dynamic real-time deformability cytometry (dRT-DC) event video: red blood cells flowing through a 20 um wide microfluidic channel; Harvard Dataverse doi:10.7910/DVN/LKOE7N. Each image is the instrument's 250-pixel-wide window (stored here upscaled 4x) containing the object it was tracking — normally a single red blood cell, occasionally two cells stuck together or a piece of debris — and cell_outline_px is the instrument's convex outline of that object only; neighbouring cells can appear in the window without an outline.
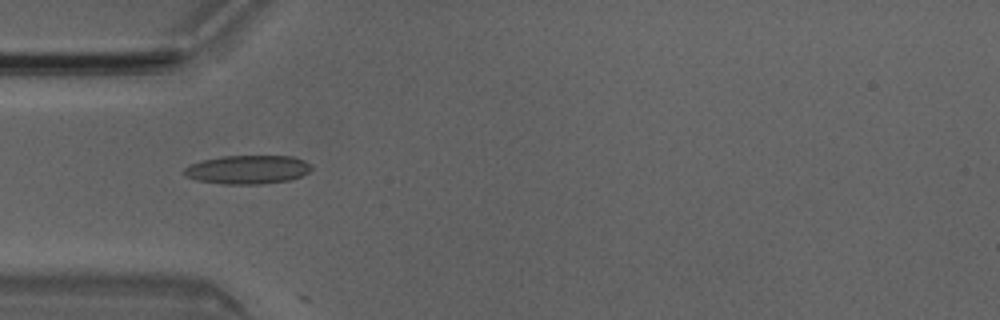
{"species": "Egyptian fruit bat (a non-hibernating species)", "species_latin": "Rousettus aegyptiacus", "temperature_condition": "room temperature", "stored_images_in_passage": 7, "camera_frame_rate_fps": 3000, "um_per_image_px": 0.085, "animal": {"sex": "male"}, "frame": {"image": 1, "passage_image": 5, "time_ms": 1.333, "image_size_px": [1000, 320], "cell_outline_px": [[312, 168], [308, 172], [292, 180], [260, 184], [224, 184], [196, 180], [184, 176], [184, 168], [192, 164], [204, 160], [220, 156], [292, 156], [304, 160], [312, 164]], "centroid_in_image_um": [21.07, 14.42], "position_along_channel_um": 63.9, "area_um2": 21.33}}